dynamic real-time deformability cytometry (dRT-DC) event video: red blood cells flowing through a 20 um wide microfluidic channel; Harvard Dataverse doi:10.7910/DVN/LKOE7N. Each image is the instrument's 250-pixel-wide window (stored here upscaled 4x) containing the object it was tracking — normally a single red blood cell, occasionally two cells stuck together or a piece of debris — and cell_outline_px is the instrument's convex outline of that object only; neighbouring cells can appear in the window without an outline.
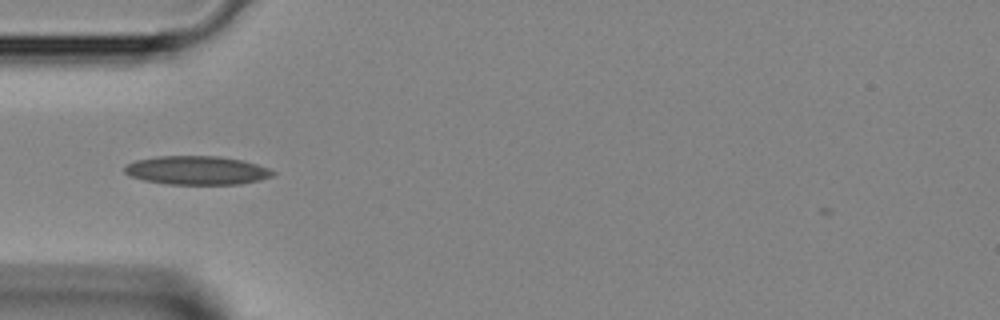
{"species": "Egyptian fruit bat (a non-hibernating species)", "species_latin": "Rousettus aegyptiacus", "temperature_condition": "room temperature", "stored_images_in_passage": 31, "camera_frame_rate_fps": 3000, "um_per_image_px": 0.085, "animal": {"sex": "female"}, "frame": {"image": 1, "passage_image": 1, "time_ms": 0.0, "image_size_px": [1000, 320], "cell_outline_px": [[276, 172], [272, 176], [260, 180], [240, 184], [168, 184], [144, 180], [128, 176], [124, 172], [124, 168], [128, 164], [136, 160], [156, 156], [220, 156], [244, 160], [268, 168]], "centroid_in_image_um": [16.73, 14.47], "position_along_channel_um": 68.3, "area_um2": 24.85}}
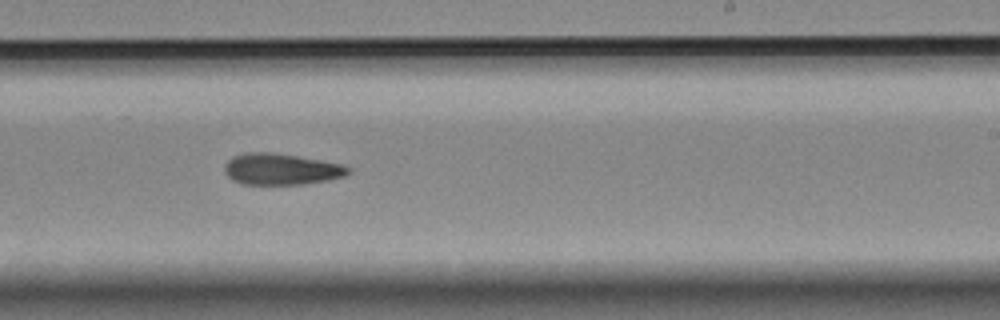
{"frame": {"image": 2, "passage_image": 14, "time_ms": 4.333, "image_size_px": [1000, 320], "cell_outline_px": [[352, 172], [344, 176], [328, 180], [304, 184], [240, 184], [232, 180], [224, 172], [224, 164], [232, 156], [244, 152], [272, 152], [320, 160], [340, 164], [352, 168]], "centroid_in_image_um": [23.87, 14.38], "position_along_channel_um": 265.1, "area_um2": 22.72}}
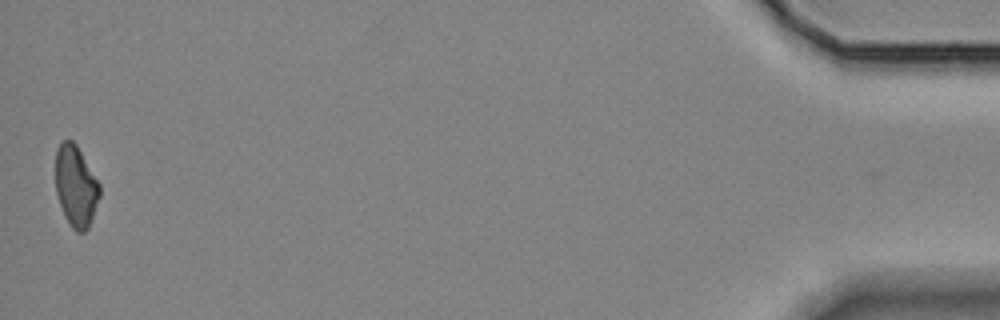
{"frame": {"image": 3, "passage_image": 31, "time_ms": 10.0, "image_size_px": [1000, 320], "cell_outline_px": [[100, 196], [88, 228], [84, 232], [76, 232], [72, 228], [64, 216], [56, 192], [56, 148], [60, 140], [72, 140], [76, 144], [100, 184]], "centroid_in_image_um": [6.44, 15.81], "position_along_channel_um": 428.8, "area_um2": 20.87}}